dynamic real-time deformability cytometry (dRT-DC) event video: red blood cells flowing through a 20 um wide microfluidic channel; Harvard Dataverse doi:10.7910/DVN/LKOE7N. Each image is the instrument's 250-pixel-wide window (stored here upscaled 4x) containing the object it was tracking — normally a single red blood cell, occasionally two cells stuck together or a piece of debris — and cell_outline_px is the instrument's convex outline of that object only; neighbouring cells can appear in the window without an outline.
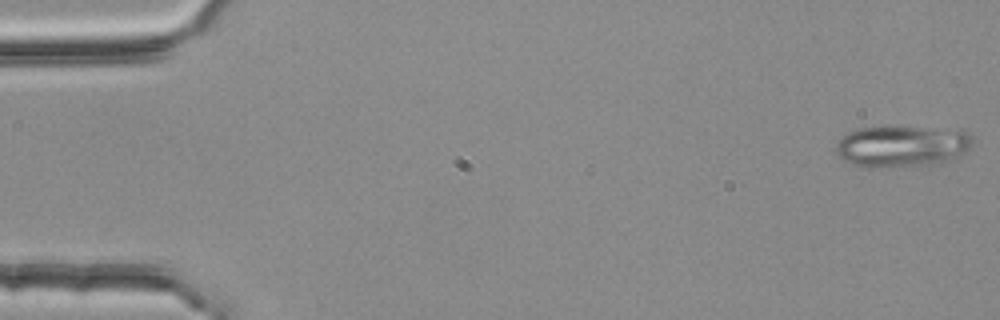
{"species": "common noctule bat (a hibernating species)", "species_latin": "Nyctalus noctula", "temperature_condition": "room temperature", "stored_images_in_passage": 54, "segment_of_instrument_passage": [1, 2], "camera_frame_rate_fps": 3000, "um_per_image_px": 0.085, "animal": {"sex": "female", "body_mass_g": 25.1}, "frame": {"image": 1, "passage_image": 1, "time_ms": 0.0, "image_size_px": [1000, 320], "cell_outline_px": [[972, 144], [964, 152], [956, 156], [936, 164], [872, 168], [868, 168], [844, 160], [832, 148], [836, 140], [840, 136], [856, 128], [888, 124], [960, 128], [968, 132], [972, 136]], "centroid_in_image_um": [76.62, 12.35], "position_along_channel_um": 8.4, "area_um2": 34.51}}